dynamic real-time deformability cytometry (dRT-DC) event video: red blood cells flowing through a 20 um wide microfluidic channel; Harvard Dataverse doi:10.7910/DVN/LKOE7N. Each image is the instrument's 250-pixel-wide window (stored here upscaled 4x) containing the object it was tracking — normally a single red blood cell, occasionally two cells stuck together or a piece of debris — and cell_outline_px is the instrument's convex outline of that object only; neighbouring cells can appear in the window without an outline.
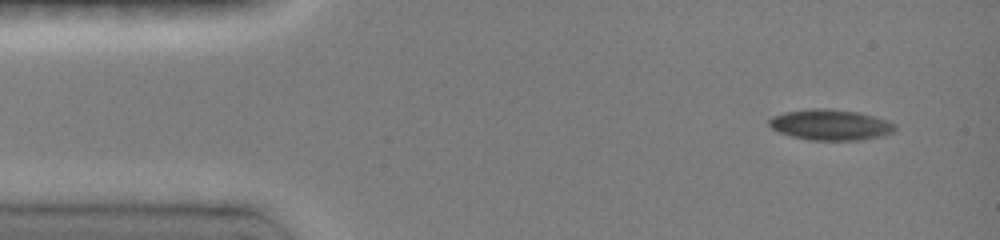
{"species": "common noctule bat (a hibernating species)", "species_latin": "Nyctalus noctula", "temperature_condition": "room temperature", "stored_images_in_passage": 4, "camera_frame_rate_fps": 3000, "um_per_image_px": 0.085, "animal": {"sex": "female", "body_mass_g": 19.0, "forearm_length_mm": 51.5}, "frame": {"image": 1, "passage_image": 1, "time_ms": 0.0, "image_size_px": [1000, 240], "cell_outline_px": [[896, 128], [892, 132], [880, 136], [860, 140], [808, 140], [776, 132], [768, 124], [768, 120], [772, 116], [784, 112], [808, 108], [832, 108], [860, 112], [888, 120], [896, 124]], "centroid_in_image_um": [70.56, 10.59], "position_along_channel_um": 14.4, "area_um2": 22.89}}
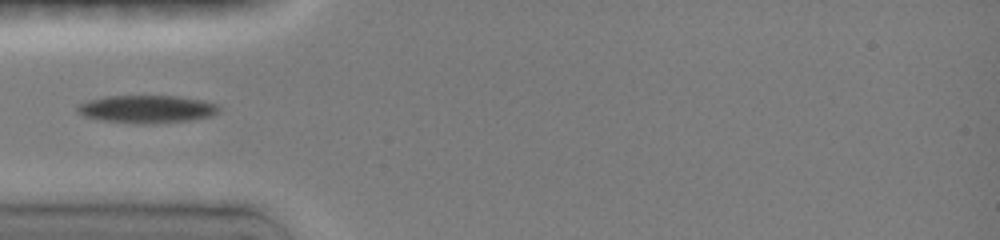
{"frame": {"image": 2, "passage_image": 4, "time_ms": 3.667, "image_size_px": [1000, 240], "cell_outline_px": [[220, 112], [212, 116], [192, 120], [156, 124], [144, 124], [100, 120], [84, 116], [76, 112], [76, 108], [80, 104], [88, 100], [104, 96], [176, 96], [200, 100], [216, 104], [220, 108]], "centroid_in_image_um": [12.48, 9.28], "position_along_channel_um": 72.5, "area_um2": 23.06}}